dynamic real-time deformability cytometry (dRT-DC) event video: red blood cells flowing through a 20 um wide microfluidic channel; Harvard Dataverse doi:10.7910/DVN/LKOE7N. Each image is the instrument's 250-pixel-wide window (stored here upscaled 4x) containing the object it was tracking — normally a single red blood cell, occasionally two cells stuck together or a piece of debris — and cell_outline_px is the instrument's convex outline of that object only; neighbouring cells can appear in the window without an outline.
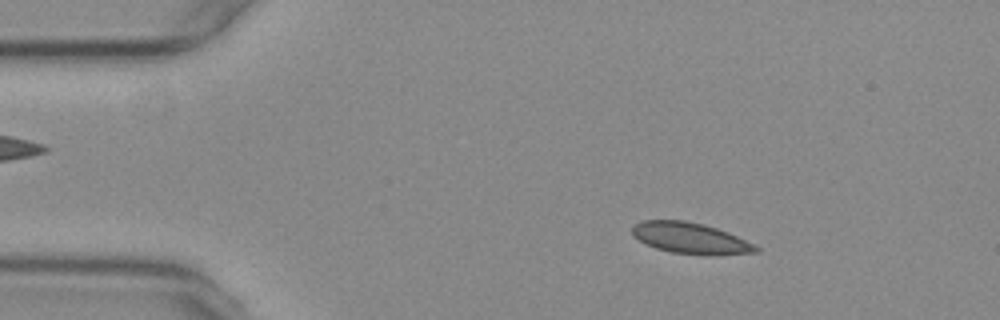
{"species": "common noctule bat (a hibernating species)", "species_latin": "Nyctalus noctula", "temperature_condition": "warm", "stored_images_in_passage": 54, "camera_frame_rate_fps": 3000, "um_per_image_px": 0.085, "animal": {"sex": "female", "body_mass_g": 29.2, "forearm_length_mm": 56.3}, "frame": {"image": 1, "passage_image": 8, "time_ms": 2.333, "image_size_px": [1000, 320], "cell_outline_px": [[760, 252], [708, 256], [672, 252], [656, 248], [640, 240], [632, 232], [632, 228], [640, 220], [684, 220], [704, 224], [728, 232], [760, 248]], "centroid_in_image_um": [58.71, 20.25], "position_along_channel_um": 26.3, "area_um2": 22.25}}
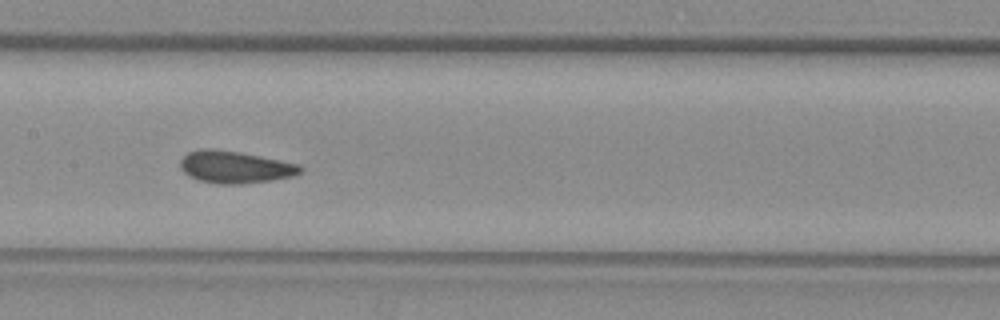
{"frame": {"image": 2, "passage_image": 26, "time_ms": 8.333, "image_size_px": [1000, 320], "cell_outline_px": [[304, 172], [292, 176], [268, 180], [240, 184], [220, 184], [196, 180], [188, 176], [180, 168], [180, 160], [188, 152], [200, 148], [212, 148], [240, 152], [300, 164], [304, 168]], "centroid_in_image_um": [19.96, 14.19], "position_along_channel_um": 187.4, "area_um2": 22.66}}
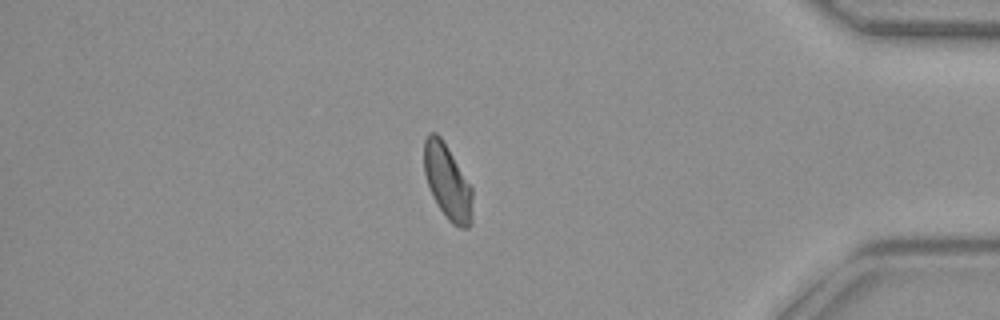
{"frame": {"image": 3, "passage_image": 46, "time_ms": 15.0, "image_size_px": [1000, 320], "cell_outline_px": [[472, 220], [468, 228], [460, 228], [452, 224], [448, 220], [432, 196], [424, 172], [424, 140], [428, 132], [436, 132], [440, 136], [472, 188]], "centroid_in_image_um": [38.02, 15.47], "position_along_channel_um": 397.2, "area_um2": 20.92}}